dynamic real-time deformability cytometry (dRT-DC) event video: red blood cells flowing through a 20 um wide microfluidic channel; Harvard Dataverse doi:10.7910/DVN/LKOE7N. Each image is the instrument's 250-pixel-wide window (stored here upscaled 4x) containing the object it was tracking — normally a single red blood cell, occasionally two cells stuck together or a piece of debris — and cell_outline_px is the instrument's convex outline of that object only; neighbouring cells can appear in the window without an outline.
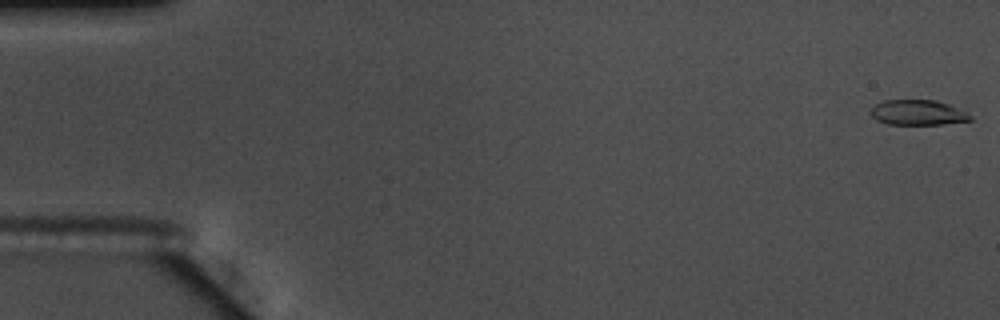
{"species": "common noctule bat (a hibernating species)", "species_latin": "Nyctalus noctula", "temperature_condition": "warm", "stored_images_in_passage": 56, "camera_frame_rate_fps": 3000, "um_per_image_px": 0.085, "animal": {"sex": "male", "body_mass_g": 17.5, "forearm_length_mm": 52.3}, "frame": {"image": 1, "passage_image": 1, "time_ms": 0.0, "image_size_px": [1000, 320], "cell_outline_px": [[972, 120], [944, 124], [888, 124], [876, 120], [868, 112], [876, 104], [884, 100], [936, 100], [948, 104], [968, 112], [972, 116]], "centroid_in_image_um": [78.02, 9.57], "position_along_channel_um": 7.0, "area_um2": 14.68}}
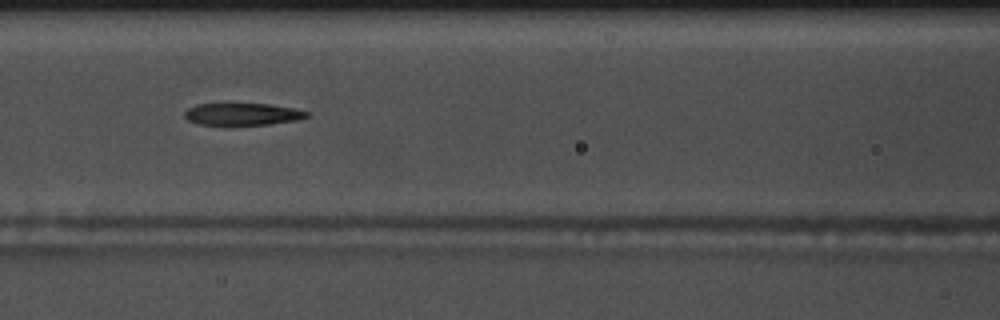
{"frame": {"image": 2, "passage_image": 25, "time_ms": 8.0, "image_size_px": [1000, 320], "cell_outline_px": [[312, 116], [296, 120], [268, 124], [196, 124], [188, 120], [184, 116], [184, 112], [188, 108], [196, 104], [224, 100], [268, 104], [292, 108], [308, 112]], "centroid_in_image_um": [20.53, 9.63], "position_along_channel_um": 146.1, "area_um2": 16.53}}
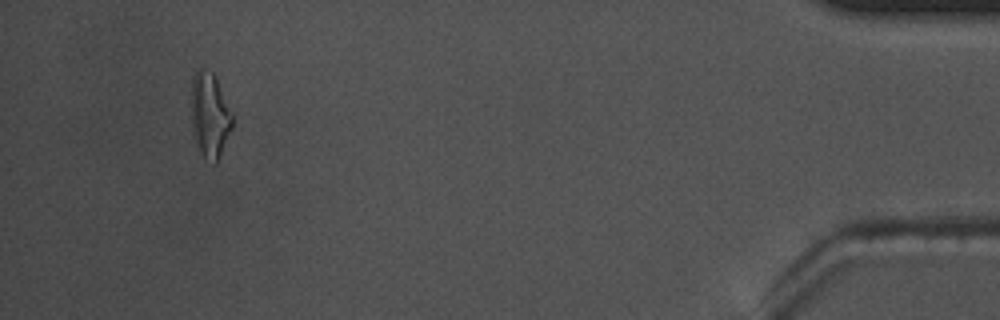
{"frame": {"image": 3, "passage_image": 53, "time_ms": 17.333, "image_size_px": [1000, 320], "cell_outline_px": [[232, 128], [220, 156], [216, 164], [212, 164], [204, 160], [196, 136], [192, 104], [192, 76], [196, 68], [204, 68], [212, 72], [216, 76], [232, 112]], "centroid_in_image_um": [17.88, 9.74], "position_along_channel_um": 417.3, "area_um2": 20.0}, "authors_computed_cell_mechanics": {"area_um2": 17.1377, "velocity_mm_per_s": 3.6736, "shape_relaxation_time_tau1_ms": 4.7718, "shape_relaxation_time_tau2_ms": 1.2877, "deformation_change_tau1": 0.2192, "deformation_change_tau2": 0.1303}}